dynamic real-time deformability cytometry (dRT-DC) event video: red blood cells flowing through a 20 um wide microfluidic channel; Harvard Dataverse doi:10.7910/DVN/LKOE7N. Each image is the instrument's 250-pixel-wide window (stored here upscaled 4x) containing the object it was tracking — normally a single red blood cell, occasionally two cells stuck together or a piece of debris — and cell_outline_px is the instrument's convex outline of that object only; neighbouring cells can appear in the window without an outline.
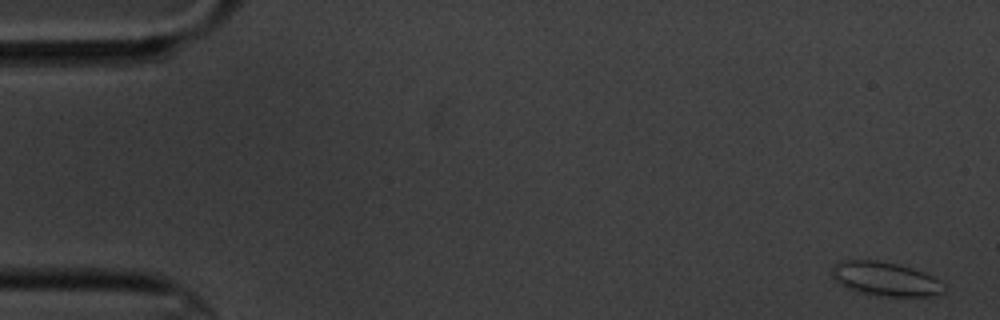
{"species": "common noctule bat (a hibernating species)", "species_latin": "Nyctalus noctula", "temperature_condition": "cold", "stored_images_in_passage": 8, "camera_frame_rate_fps": 3000, "um_per_image_px": 0.085, "animal": {"sex": "male", "body_mass_g": 20.1, "forearm_length_mm": 53.5}, "frame": {"image": 1, "passage_image": 1, "time_ms": 0.0, "image_size_px": [1000, 320], "cell_outline_px": [[944, 292], [932, 296], [888, 296], [860, 292], [844, 288], [832, 276], [832, 268], [840, 260], [876, 260], [896, 264], [912, 268], [924, 272], [940, 280], [944, 284]], "centroid_in_image_um": [75.26, 23.71], "position_along_channel_um": 9.7, "area_um2": 22.08}}
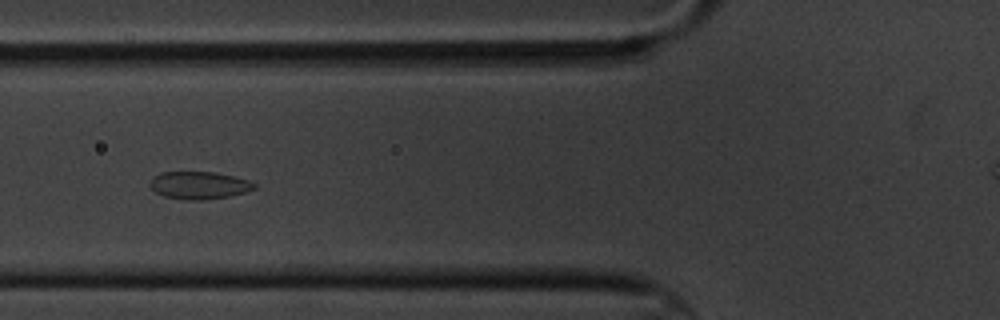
{"frame": {"image": 2, "passage_image": 6, "time_ms": 6.667, "image_size_px": [1000, 320], "cell_outline_px": [[256, 188], [244, 192], [228, 196], [200, 200], [192, 200], [164, 196], [156, 192], [148, 184], [152, 176], [160, 172], [216, 172], [248, 180], [256, 184]], "centroid_in_image_um": [16.88, 15.73], "position_along_channel_um": 108.9, "area_um2": 16.59}}
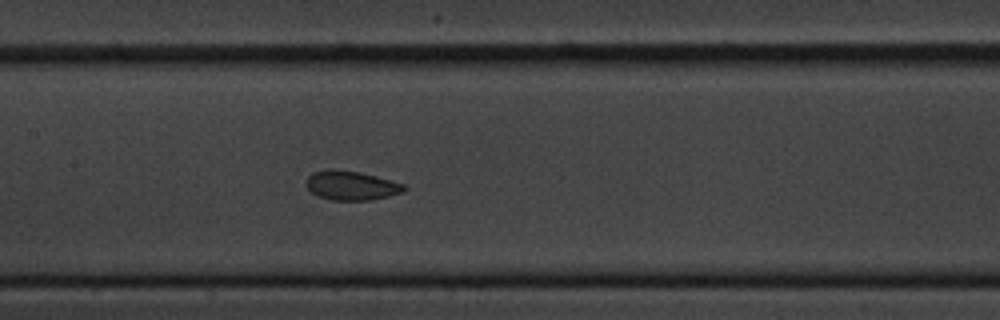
{"frame": {"image": 3, "passage_image": 8, "time_ms": 8.667, "image_size_px": [1000, 320], "cell_outline_px": [[408, 188], [404, 192], [388, 196], [368, 200], [332, 200], [316, 196], [308, 188], [308, 176], [312, 172], [328, 168], [360, 172], [376, 176], [404, 184]], "centroid_in_image_um": [29.87, 15.76], "position_along_channel_um": 177.5, "area_um2": 16.65}}